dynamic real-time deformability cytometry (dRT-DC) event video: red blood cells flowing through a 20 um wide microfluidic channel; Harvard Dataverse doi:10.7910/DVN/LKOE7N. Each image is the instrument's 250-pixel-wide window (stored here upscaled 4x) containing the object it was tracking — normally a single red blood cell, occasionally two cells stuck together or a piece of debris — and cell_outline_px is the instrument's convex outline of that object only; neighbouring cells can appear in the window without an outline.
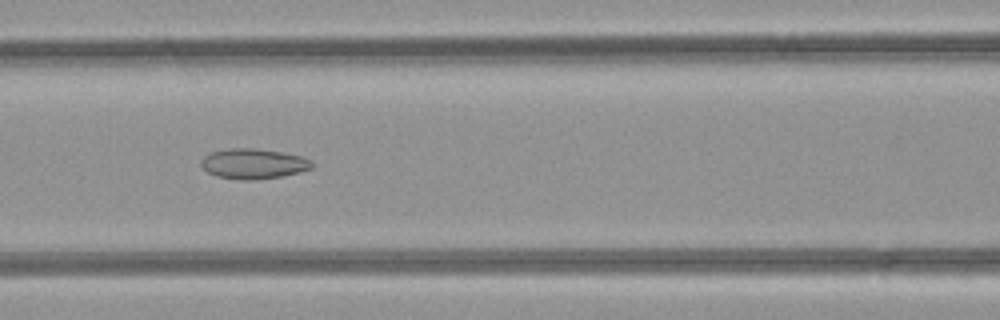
{"species": "common noctule bat (a hibernating species)", "species_latin": "Nyctalus noctula", "temperature_condition": "room temperature", "stored_images_in_passage": 48, "camera_frame_rate_fps": 3000, "um_per_image_px": 0.085, "animal": {"sex": "female", "body_mass_g": 21.9}, "frame": {"image": 1, "passage_image": 21, "time_ms": 6.667, "image_size_px": [1000, 320], "cell_outline_px": [[316, 164], [312, 168], [300, 172], [280, 176], [248, 180], [244, 180], [216, 176], [208, 172], [200, 164], [200, 160], [204, 156], [212, 152], [228, 148], [256, 148], [284, 152], [300, 156], [312, 160]], "centroid_in_image_um": [21.56, 13.9], "position_along_channel_um": 145.0, "area_um2": 19.54}}
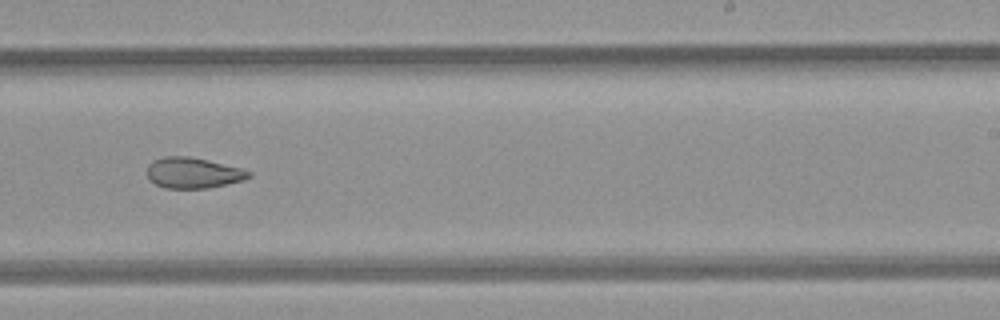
{"frame": {"image": 2, "passage_image": 30, "time_ms": 9.667, "image_size_px": [1000, 320], "cell_outline_px": [[252, 176], [244, 180], [208, 188], [164, 188], [148, 180], [148, 164], [152, 160], [164, 156], [188, 156], [208, 160], [240, 168], [252, 172]], "centroid_in_image_um": [16.4, 14.69], "position_along_channel_um": 272.6, "area_um2": 18.26}}
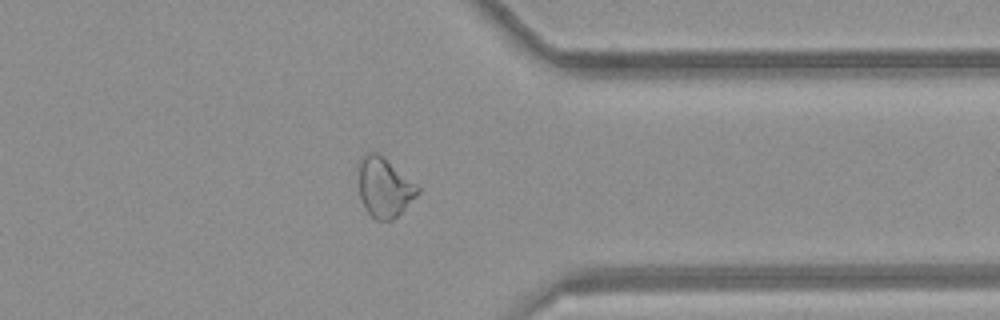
{"frame": {"image": 3, "passage_image": 38, "time_ms": 12.333, "image_size_px": [1000, 320], "cell_outline_px": [[420, 192], [392, 220], [376, 220], [364, 208], [360, 196], [356, 168], [356, 164], [360, 156], [368, 152], [376, 152], [416, 184], [420, 188]], "centroid_in_image_um": [32.59, 15.9], "position_along_channel_um": 378.8, "area_um2": 20.52}, "authors_computed_cell_mechanics": {"area_um2": 22.7154, "velocity_mm_per_s": 4.2687, "shape_relaxation_time_tau1_ms": null, "shape_relaxation_time_tau2_ms": 2.8189, "deformation_change_tau1": null, "deformation_change_tau2": 0.0944}}